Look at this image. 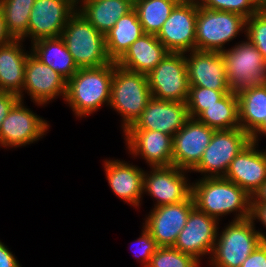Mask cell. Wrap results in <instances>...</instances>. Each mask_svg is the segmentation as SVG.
<instances>
[{"label":"cell","mask_w":266,"mask_h":267,"mask_svg":"<svg viewBox=\"0 0 266 267\" xmlns=\"http://www.w3.org/2000/svg\"><path fill=\"white\" fill-rule=\"evenodd\" d=\"M191 196L197 209L218 221L231 213L235 215L232 221L250 218L251 196L224 177L199 178L192 182Z\"/></svg>","instance_id":"6da1fadb"},{"label":"cell","mask_w":266,"mask_h":267,"mask_svg":"<svg viewBox=\"0 0 266 267\" xmlns=\"http://www.w3.org/2000/svg\"><path fill=\"white\" fill-rule=\"evenodd\" d=\"M115 62L81 68L68 81L64 101L76 118L89 117L103 105L109 106Z\"/></svg>","instance_id":"7a4b0ae2"},{"label":"cell","mask_w":266,"mask_h":267,"mask_svg":"<svg viewBox=\"0 0 266 267\" xmlns=\"http://www.w3.org/2000/svg\"><path fill=\"white\" fill-rule=\"evenodd\" d=\"M250 218L229 222L219 232L208 265L210 267H241L246 258L266 242V232L256 230ZM220 233V234H219Z\"/></svg>","instance_id":"3957f363"},{"label":"cell","mask_w":266,"mask_h":267,"mask_svg":"<svg viewBox=\"0 0 266 267\" xmlns=\"http://www.w3.org/2000/svg\"><path fill=\"white\" fill-rule=\"evenodd\" d=\"M151 98L147 75L126 70L115 62L108 107L122 117V132L135 123Z\"/></svg>","instance_id":"277c9868"},{"label":"cell","mask_w":266,"mask_h":267,"mask_svg":"<svg viewBox=\"0 0 266 267\" xmlns=\"http://www.w3.org/2000/svg\"><path fill=\"white\" fill-rule=\"evenodd\" d=\"M61 38L79 69L101 67L112 62L106 52L105 35L78 10L69 18Z\"/></svg>","instance_id":"5b68a950"},{"label":"cell","mask_w":266,"mask_h":267,"mask_svg":"<svg viewBox=\"0 0 266 267\" xmlns=\"http://www.w3.org/2000/svg\"><path fill=\"white\" fill-rule=\"evenodd\" d=\"M246 31V18L238 13L203 8L198 4L195 50L222 52L226 43Z\"/></svg>","instance_id":"8992f818"},{"label":"cell","mask_w":266,"mask_h":267,"mask_svg":"<svg viewBox=\"0 0 266 267\" xmlns=\"http://www.w3.org/2000/svg\"><path fill=\"white\" fill-rule=\"evenodd\" d=\"M220 52L228 87L233 92L266 83V60L248 39Z\"/></svg>","instance_id":"52a82bcc"},{"label":"cell","mask_w":266,"mask_h":267,"mask_svg":"<svg viewBox=\"0 0 266 267\" xmlns=\"http://www.w3.org/2000/svg\"><path fill=\"white\" fill-rule=\"evenodd\" d=\"M250 142V135L241 128L215 130L199 164L191 172L201 173V178L224 177L232 160Z\"/></svg>","instance_id":"ba28073f"},{"label":"cell","mask_w":266,"mask_h":267,"mask_svg":"<svg viewBox=\"0 0 266 267\" xmlns=\"http://www.w3.org/2000/svg\"><path fill=\"white\" fill-rule=\"evenodd\" d=\"M147 79L153 98L186 103L190 86L185 53L166 54Z\"/></svg>","instance_id":"9c48e42d"},{"label":"cell","mask_w":266,"mask_h":267,"mask_svg":"<svg viewBox=\"0 0 266 267\" xmlns=\"http://www.w3.org/2000/svg\"><path fill=\"white\" fill-rule=\"evenodd\" d=\"M188 173L174 165L150 167V171H144L143 195L154 199V208L182 202L191 195Z\"/></svg>","instance_id":"30bf717a"},{"label":"cell","mask_w":266,"mask_h":267,"mask_svg":"<svg viewBox=\"0 0 266 267\" xmlns=\"http://www.w3.org/2000/svg\"><path fill=\"white\" fill-rule=\"evenodd\" d=\"M48 122L19 100L2 122L0 147L13 149L37 142L48 133Z\"/></svg>","instance_id":"8fae6325"},{"label":"cell","mask_w":266,"mask_h":267,"mask_svg":"<svg viewBox=\"0 0 266 267\" xmlns=\"http://www.w3.org/2000/svg\"><path fill=\"white\" fill-rule=\"evenodd\" d=\"M77 0H35L32 7L28 32L22 38L31 43L42 38L61 37L69 18L77 11Z\"/></svg>","instance_id":"7c38bea8"},{"label":"cell","mask_w":266,"mask_h":267,"mask_svg":"<svg viewBox=\"0 0 266 267\" xmlns=\"http://www.w3.org/2000/svg\"><path fill=\"white\" fill-rule=\"evenodd\" d=\"M197 0L177 4L156 35L169 52L186 53L195 50Z\"/></svg>","instance_id":"4fadbf2b"},{"label":"cell","mask_w":266,"mask_h":267,"mask_svg":"<svg viewBox=\"0 0 266 267\" xmlns=\"http://www.w3.org/2000/svg\"><path fill=\"white\" fill-rule=\"evenodd\" d=\"M219 221L195 206L189 213L184 228L178 234L174 248L201 261L211 257L219 227Z\"/></svg>","instance_id":"5bb4252c"},{"label":"cell","mask_w":266,"mask_h":267,"mask_svg":"<svg viewBox=\"0 0 266 267\" xmlns=\"http://www.w3.org/2000/svg\"><path fill=\"white\" fill-rule=\"evenodd\" d=\"M67 81L56 71L37 59L31 52L26 60L25 81L20 100L24 101V95L37 106H44L62 96H66ZM25 92V94L23 93Z\"/></svg>","instance_id":"9a60e30c"},{"label":"cell","mask_w":266,"mask_h":267,"mask_svg":"<svg viewBox=\"0 0 266 267\" xmlns=\"http://www.w3.org/2000/svg\"><path fill=\"white\" fill-rule=\"evenodd\" d=\"M193 207L194 201L190 195L182 202L151 208L143 225L159 247L174 246Z\"/></svg>","instance_id":"2e32d148"},{"label":"cell","mask_w":266,"mask_h":267,"mask_svg":"<svg viewBox=\"0 0 266 267\" xmlns=\"http://www.w3.org/2000/svg\"><path fill=\"white\" fill-rule=\"evenodd\" d=\"M214 131L197 119L189 118L173 136V165L191 172L199 164Z\"/></svg>","instance_id":"e0dca14e"},{"label":"cell","mask_w":266,"mask_h":267,"mask_svg":"<svg viewBox=\"0 0 266 267\" xmlns=\"http://www.w3.org/2000/svg\"><path fill=\"white\" fill-rule=\"evenodd\" d=\"M188 119L186 103L152 97L140 117L127 130L160 131L173 137Z\"/></svg>","instance_id":"ac0fdd59"},{"label":"cell","mask_w":266,"mask_h":267,"mask_svg":"<svg viewBox=\"0 0 266 267\" xmlns=\"http://www.w3.org/2000/svg\"><path fill=\"white\" fill-rule=\"evenodd\" d=\"M123 133L127 151L132 158L141 157L149 167L173 165L172 136L152 130H126Z\"/></svg>","instance_id":"d6986e66"},{"label":"cell","mask_w":266,"mask_h":267,"mask_svg":"<svg viewBox=\"0 0 266 267\" xmlns=\"http://www.w3.org/2000/svg\"><path fill=\"white\" fill-rule=\"evenodd\" d=\"M250 142L229 165L224 178L237 184L250 196L266 181V149Z\"/></svg>","instance_id":"ffe728a7"},{"label":"cell","mask_w":266,"mask_h":267,"mask_svg":"<svg viewBox=\"0 0 266 267\" xmlns=\"http://www.w3.org/2000/svg\"><path fill=\"white\" fill-rule=\"evenodd\" d=\"M185 61L190 87L230 90L220 52L193 50L185 53Z\"/></svg>","instance_id":"44dd1931"},{"label":"cell","mask_w":266,"mask_h":267,"mask_svg":"<svg viewBox=\"0 0 266 267\" xmlns=\"http://www.w3.org/2000/svg\"><path fill=\"white\" fill-rule=\"evenodd\" d=\"M104 171L108 185L123 202L139 208L143 200L144 170L133 163L118 159H105Z\"/></svg>","instance_id":"7402d4cb"},{"label":"cell","mask_w":266,"mask_h":267,"mask_svg":"<svg viewBox=\"0 0 266 267\" xmlns=\"http://www.w3.org/2000/svg\"><path fill=\"white\" fill-rule=\"evenodd\" d=\"M168 53L156 35L145 33L133 42L116 64L126 70L148 75Z\"/></svg>","instance_id":"603a6c76"},{"label":"cell","mask_w":266,"mask_h":267,"mask_svg":"<svg viewBox=\"0 0 266 267\" xmlns=\"http://www.w3.org/2000/svg\"><path fill=\"white\" fill-rule=\"evenodd\" d=\"M22 42V39H14L0 46V89L18 96L22 93L26 60L31 52L24 49Z\"/></svg>","instance_id":"cb8c5ba5"},{"label":"cell","mask_w":266,"mask_h":267,"mask_svg":"<svg viewBox=\"0 0 266 267\" xmlns=\"http://www.w3.org/2000/svg\"><path fill=\"white\" fill-rule=\"evenodd\" d=\"M77 5L80 14L105 35L133 9V0H77Z\"/></svg>","instance_id":"d4e9b609"},{"label":"cell","mask_w":266,"mask_h":267,"mask_svg":"<svg viewBox=\"0 0 266 267\" xmlns=\"http://www.w3.org/2000/svg\"><path fill=\"white\" fill-rule=\"evenodd\" d=\"M30 48L37 59L59 73L66 81L79 70L61 37L36 40L31 43Z\"/></svg>","instance_id":"484cf974"},{"label":"cell","mask_w":266,"mask_h":267,"mask_svg":"<svg viewBox=\"0 0 266 267\" xmlns=\"http://www.w3.org/2000/svg\"><path fill=\"white\" fill-rule=\"evenodd\" d=\"M144 33L134 9L120 17L115 26L105 34L106 52L112 62H117Z\"/></svg>","instance_id":"4316f807"},{"label":"cell","mask_w":266,"mask_h":267,"mask_svg":"<svg viewBox=\"0 0 266 267\" xmlns=\"http://www.w3.org/2000/svg\"><path fill=\"white\" fill-rule=\"evenodd\" d=\"M240 128L251 135L266 117V83L236 92Z\"/></svg>","instance_id":"83f0119b"},{"label":"cell","mask_w":266,"mask_h":267,"mask_svg":"<svg viewBox=\"0 0 266 267\" xmlns=\"http://www.w3.org/2000/svg\"><path fill=\"white\" fill-rule=\"evenodd\" d=\"M196 119L215 130L240 128L236 92L231 91L225 94L219 101L205 109Z\"/></svg>","instance_id":"f1b7e54d"},{"label":"cell","mask_w":266,"mask_h":267,"mask_svg":"<svg viewBox=\"0 0 266 267\" xmlns=\"http://www.w3.org/2000/svg\"><path fill=\"white\" fill-rule=\"evenodd\" d=\"M175 3L166 0H134L136 11L144 33L157 35L168 19Z\"/></svg>","instance_id":"f546056e"},{"label":"cell","mask_w":266,"mask_h":267,"mask_svg":"<svg viewBox=\"0 0 266 267\" xmlns=\"http://www.w3.org/2000/svg\"><path fill=\"white\" fill-rule=\"evenodd\" d=\"M35 0H0L7 30L14 39H22L28 32L29 17Z\"/></svg>","instance_id":"4dcf8cb0"},{"label":"cell","mask_w":266,"mask_h":267,"mask_svg":"<svg viewBox=\"0 0 266 267\" xmlns=\"http://www.w3.org/2000/svg\"><path fill=\"white\" fill-rule=\"evenodd\" d=\"M231 90H213L205 87H189L186 101L189 118L196 119L205 109L219 101Z\"/></svg>","instance_id":"1f68e13d"},{"label":"cell","mask_w":266,"mask_h":267,"mask_svg":"<svg viewBox=\"0 0 266 267\" xmlns=\"http://www.w3.org/2000/svg\"><path fill=\"white\" fill-rule=\"evenodd\" d=\"M200 264L195 257L168 246L159 247L147 267H200Z\"/></svg>","instance_id":"d6a6232c"},{"label":"cell","mask_w":266,"mask_h":267,"mask_svg":"<svg viewBox=\"0 0 266 267\" xmlns=\"http://www.w3.org/2000/svg\"><path fill=\"white\" fill-rule=\"evenodd\" d=\"M197 2L203 8L234 12L245 18H249L263 8L257 0H197Z\"/></svg>","instance_id":"836d02e7"},{"label":"cell","mask_w":266,"mask_h":267,"mask_svg":"<svg viewBox=\"0 0 266 267\" xmlns=\"http://www.w3.org/2000/svg\"><path fill=\"white\" fill-rule=\"evenodd\" d=\"M266 60V7L246 18L245 36Z\"/></svg>","instance_id":"e575fe53"},{"label":"cell","mask_w":266,"mask_h":267,"mask_svg":"<svg viewBox=\"0 0 266 267\" xmlns=\"http://www.w3.org/2000/svg\"><path fill=\"white\" fill-rule=\"evenodd\" d=\"M142 228L143 229L141 230L142 232L140 237L137 238V240H134L137 244V247L134 248V255H136V259L138 257L137 261L142 264V267H147L152 255L156 252L159 246L157 245L156 240L151 236V233L144 227V225Z\"/></svg>","instance_id":"d590c367"},{"label":"cell","mask_w":266,"mask_h":267,"mask_svg":"<svg viewBox=\"0 0 266 267\" xmlns=\"http://www.w3.org/2000/svg\"><path fill=\"white\" fill-rule=\"evenodd\" d=\"M241 267H266V242H262L246 258Z\"/></svg>","instance_id":"8d00e7d4"},{"label":"cell","mask_w":266,"mask_h":267,"mask_svg":"<svg viewBox=\"0 0 266 267\" xmlns=\"http://www.w3.org/2000/svg\"><path fill=\"white\" fill-rule=\"evenodd\" d=\"M20 100L19 96L9 92L0 93V128L12 107Z\"/></svg>","instance_id":"74e56055"},{"label":"cell","mask_w":266,"mask_h":267,"mask_svg":"<svg viewBox=\"0 0 266 267\" xmlns=\"http://www.w3.org/2000/svg\"><path fill=\"white\" fill-rule=\"evenodd\" d=\"M0 267H21L15 255L0 241Z\"/></svg>","instance_id":"f35d334b"},{"label":"cell","mask_w":266,"mask_h":267,"mask_svg":"<svg viewBox=\"0 0 266 267\" xmlns=\"http://www.w3.org/2000/svg\"><path fill=\"white\" fill-rule=\"evenodd\" d=\"M250 219L254 224L259 221L266 229V204H251Z\"/></svg>","instance_id":"ab89813d"},{"label":"cell","mask_w":266,"mask_h":267,"mask_svg":"<svg viewBox=\"0 0 266 267\" xmlns=\"http://www.w3.org/2000/svg\"><path fill=\"white\" fill-rule=\"evenodd\" d=\"M13 40L14 38L7 30L4 15L0 11V46L6 45L12 42Z\"/></svg>","instance_id":"60d3db41"},{"label":"cell","mask_w":266,"mask_h":267,"mask_svg":"<svg viewBox=\"0 0 266 267\" xmlns=\"http://www.w3.org/2000/svg\"><path fill=\"white\" fill-rule=\"evenodd\" d=\"M251 204H266V181L252 194Z\"/></svg>","instance_id":"b9f144b4"},{"label":"cell","mask_w":266,"mask_h":267,"mask_svg":"<svg viewBox=\"0 0 266 267\" xmlns=\"http://www.w3.org/2000/svg\"><path fill=\"white\" fill-rule=\"evenodd\" d=\"M261 136H266V117L263 120L262 124L250 135L251 142L258 144Z\"/></svg>","instance_id":"7bdbcfd3"},{"label":"cell","mask_w":266,"mask_h":267,"mask_svg":"<svg viewBox=\"0 0 266 267\" xmlns=\"http://www.w3.org/2000/svg\"><path fill=\"white\" fill-rule=\"evenodd\" d=\"M166 1L174 2L177 5V4H181V3L187 2L189 0H166Z\"/></svg>","instance_id":"ee69618b"},{"label":"cell","mask_w":266,"mask_h":267,"mask_svg":"<svg viewBox=\"0 0 266 267\" xmlns=\"http://www.w3.org/2000/svg\"><path fill=\"white\" fill-rule=\"evenodd\" d=\"M263 7H266V0H257Z\"/></svg>","instance_id":"f6af8a7d"}]
</instances>
